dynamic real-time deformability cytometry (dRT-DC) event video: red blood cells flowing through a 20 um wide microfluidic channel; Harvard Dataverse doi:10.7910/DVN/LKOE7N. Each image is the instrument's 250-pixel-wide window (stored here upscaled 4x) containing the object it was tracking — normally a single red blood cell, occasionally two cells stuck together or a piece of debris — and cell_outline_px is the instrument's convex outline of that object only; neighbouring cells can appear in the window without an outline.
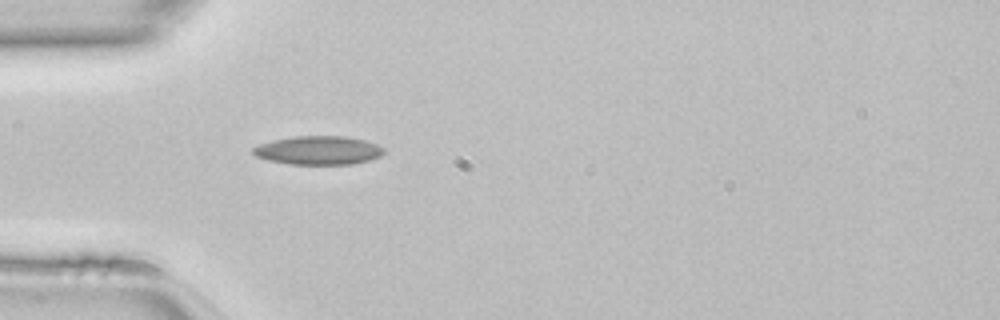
{"species": "common noctule bat (a hibernating species)", "species_latin": "Nyctalus noctula", "temperature_condition": "room temperature", "stored_images_in_passage": 34, "camera_frame_rate_fps": 3000, "um_per_image_px": 0.085, "animal": {"sex": "female", "body_mass_g": 22.7, "forearm_length_mm": 54.2}, "frame": {"image": 1, "passage_image": 1, "time_ms": 0.0, "image_size_px": [1000, 320], "cell_outline_px": [[384, 152], [380, 156], [368, 160], [352, 164], [288, 164], [268, 160], [256, 156], [252, 152], [252, 148], [260, 144], [272, 140], [292, 136], [344, 136], [364, 140], [376, 144], [384, 148]], "centroid_in_image_um": [27.04, 12.77], "position_along_channel_um": 58.0, "area_um2": 21.79}}
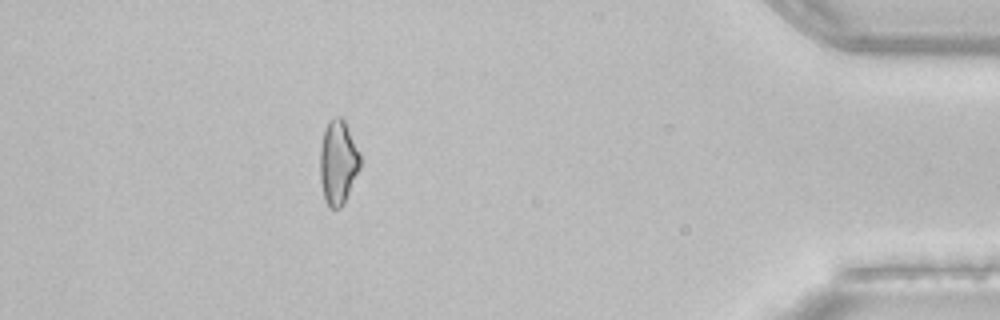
{"frame": {"image": 2, "passage_image": 29, "time_ms": 9.333, "image_size_px": [1000, 320], "cell_outline_px": [[360, 168], [344, 204], [340, 208], [328, 208], [324, 200], [320, 180], [320, 148], [324, 128], [328, 120], [332, 116], [340, 116], [344, 120], [360, 152]], "centroid_in_image_um": [28.72, 13.79], "position_along_channel_um": 406.5, "area_um2": 20.06}}